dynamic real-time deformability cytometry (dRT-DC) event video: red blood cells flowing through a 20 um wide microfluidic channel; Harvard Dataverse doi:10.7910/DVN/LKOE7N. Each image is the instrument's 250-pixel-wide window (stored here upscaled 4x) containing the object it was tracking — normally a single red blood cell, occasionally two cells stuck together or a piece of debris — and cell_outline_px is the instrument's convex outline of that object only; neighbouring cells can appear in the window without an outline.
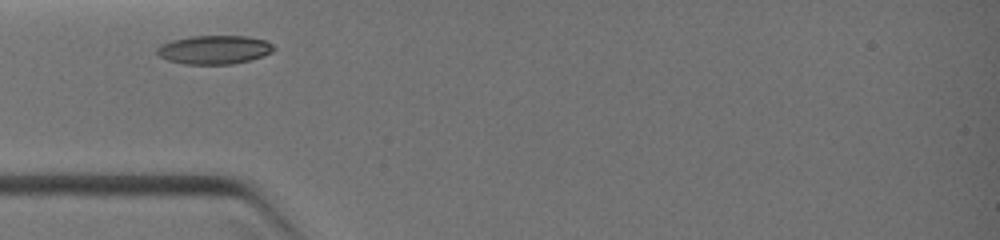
{"species": "common noctule bat (a hibernating species)", "species_latin": "Nyctalus noctula", "temperature_condition": "warm", "stored_images_in_passage": 3, "camera_frame_rate_fps": 3000, "um_per_image_px": 0.085, "animal": {"sex": "female", "body_mass_g": 19.0, "forearm_length_mm": 51.5}, "frame": {"image": 1, "passage_image": 1, "time_ms": 0.0, "image_size_px": [1000, 240], "cell_outline_px": [[276, 48], [272, 52], [248, 60], [232, 64], [184, 64], [168, 60], [160, 56], [156, 52], [156, 48], [172, 40], [192, 36], [248, 36], [264, 40], [272, 44]], "centroid_in_image_um": [18.21, 4.22], "position_along_channel_um": 66.8, "area_um2": 19.31}}
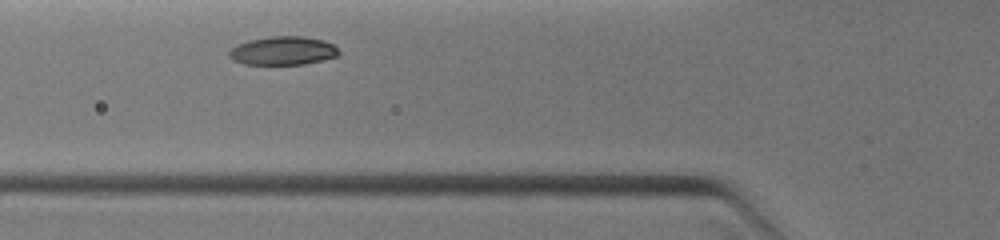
{"frame": {"image": 2, "passage_image": 2, "time_ms": 0.667, "image_size_px": [1000, 240], "cell_outline_px": [[340, 56], [304, 64], [244, 64], [232, 60], [228, 56], [228, 52], [236, 44], [248, 40], [272, 36], [304, 36], [324, 40], [332, 44], [340, 52]], "centroid_in_image_um": [24.04, 4.31], "position_along_channel_um": 101.8, "area_um2": 18.38}}
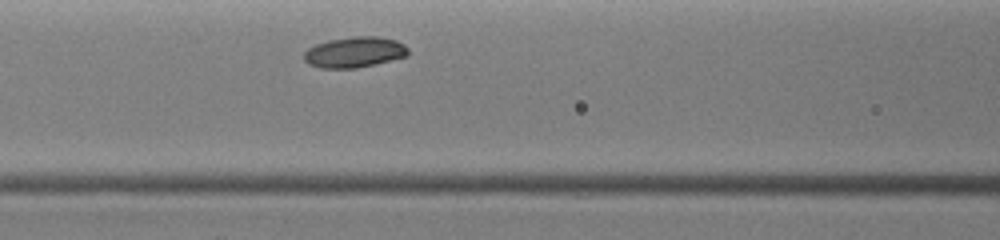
{"frame": {"image": 3, "passage_image": 3, "time_ms": 1.333, "image_size_px": [1000, 240], "cell_outline_px": [[408, 56], [356, 68], [320, 68], [308, 64], [304, 60], [304, 52], [308, 48], [316, 44], [328, 40], [352, 36], [376, 36], [396, 40], [404, 44], [408, 48]], "centroid_in_image_um": [30.12, 4.43], "position_along_channel_um": 136.5, "area_um2": 18.67}}